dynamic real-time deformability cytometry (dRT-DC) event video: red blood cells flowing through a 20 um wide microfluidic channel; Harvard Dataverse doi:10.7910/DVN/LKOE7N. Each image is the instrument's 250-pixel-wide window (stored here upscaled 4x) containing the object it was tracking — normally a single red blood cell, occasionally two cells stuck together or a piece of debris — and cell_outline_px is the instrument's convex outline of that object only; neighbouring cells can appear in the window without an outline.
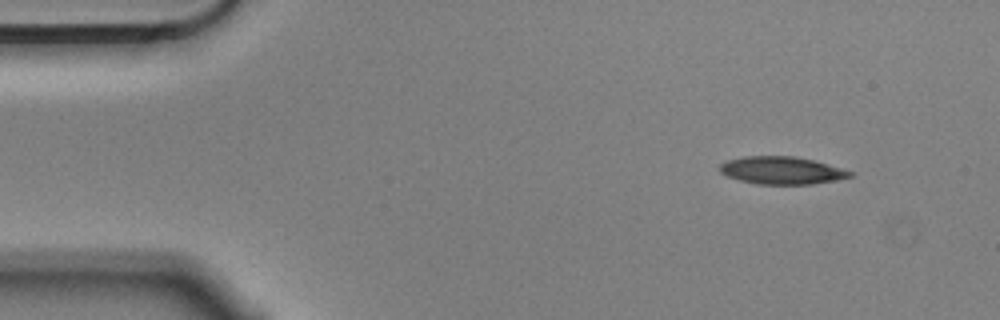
{"species": "Egyptian fruit bat (a non-hibernating species)", "species_latin": "Rousettus aegyptiacus", "temperature_condition": "cold", "stored_images_in_passage": 51, "camera_frame_rate_fps": 3000, "um_per_image_px": 0.085, "animal": {"sex": "male"}, "frame": {"image": 1, "passage_image": 1, "time_ms": 0.0, "image_size_px": [1000, 320], "cell_outline_px": [[852, 176], [836, 180], [812, 184], [756, 184], [740, 180], [728, 176], [720, 172], [720, 164], [728, 160], [744, 156], [792, 156], [812, 160], [840, 168], [852, 172]], "centroid_in_image_um": [66.41, 14.49], "position_along_channel_um": 18.6, "area_um2": 20.63}}
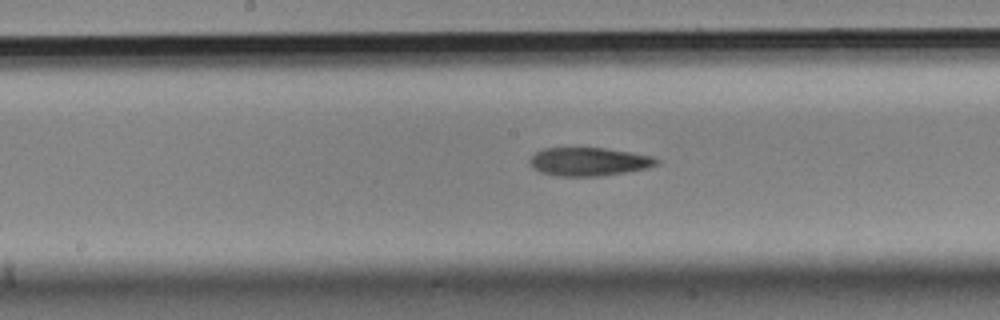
{"frame": {"image": 2, "passage_image": 23, "time_ms": 7.333, "image_size_px": [1000, 320], "cell_outline_px": [[660, 164], [648, 168], [600, 176], [556, 176], [540, 172], [532, 168], [528, 160], [536, 152], [544, 148], [604, 148], [652, 156], [660, 160]], "centroid_in_image_um": [50.04, 13.75], "position_along_channel_um": 198.2, "area_um2": 20.98}}
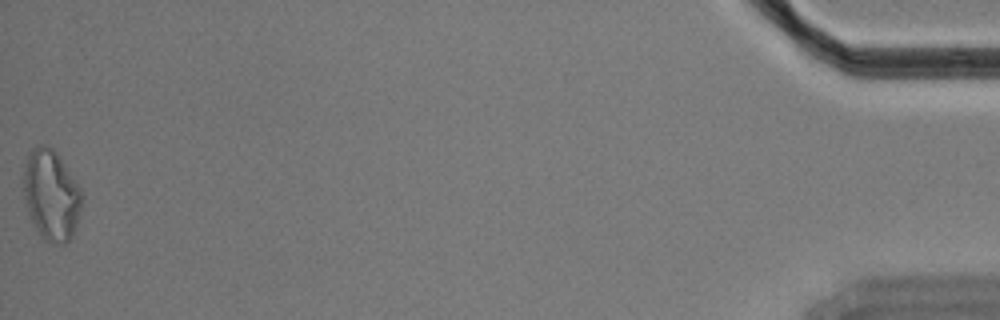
{"frame": {"image": 3, "passage_image": 51, "time_ms": 16.667, "image_size_px": [1000, 320], "cell_outline_px": [[84, 196], [76, 224], [72, 236], [64, 244], [60, 244], [44, 240], [40, 236], [28, 212], [24, 200], [24, 172], [28, 152], [32, 148], [40, 144], [48, 144], [56, 152], [80, 188]], "centroid_in_image_um": [4.35, 16.57], "position_along_channel_um": 430.8, "area_um2": 30.58}}